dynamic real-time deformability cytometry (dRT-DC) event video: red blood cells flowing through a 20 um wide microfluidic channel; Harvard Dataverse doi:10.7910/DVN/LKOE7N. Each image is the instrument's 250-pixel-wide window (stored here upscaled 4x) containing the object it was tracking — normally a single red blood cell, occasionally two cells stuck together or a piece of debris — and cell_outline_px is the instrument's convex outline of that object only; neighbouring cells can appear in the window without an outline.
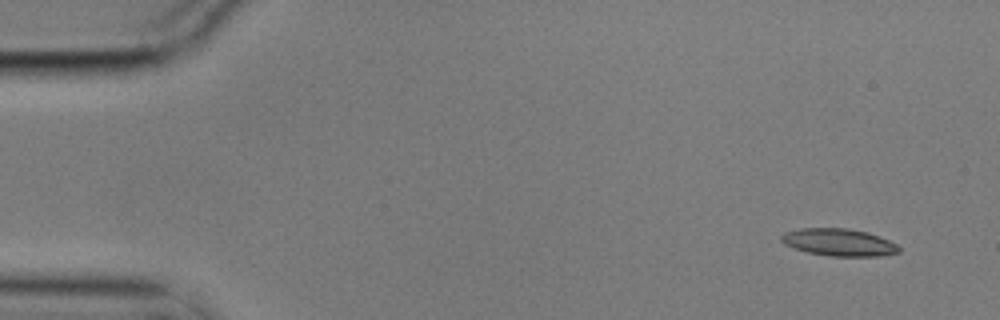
{"species": "common noctule bat (a hibernating species)", "species_latin": "Nyctalus noctula", "temperature_condition": "cold", "stored_images_in_passage": 4, "camera_frame_rate_fps": 3000, "um_per_image_px": 0.085, "animal": {"sex": "male", "body_mass_g": 17.9}, "frame": {"image": 1, "passage_image": 1, "time_ms": 0.0, "image_size_px": [1000, 320], "cell_outline_px": [[900, 252], [880, 256], [828, 256], [808, 252], [784, 244], [780, 240], [780, 236], [784, 232], [800, 228], [848, 228], [868, 232], [880, 236], [896, 244], [900, 248]], "centroid_in_image_um": [71.3, 20.59], "position_along_channel_um": 13.7, "area_um2": 18.79}}
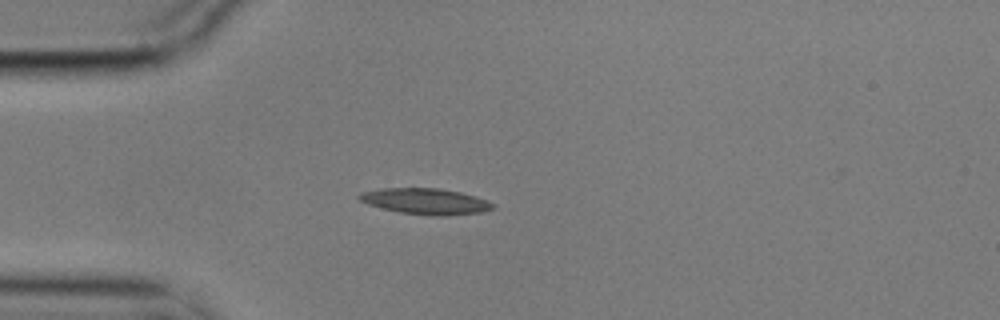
{"frame": {"image": 2, "passage_image": 4, "time_ms": 1.0, "image_size_px": [1000, 320], "cell_outline_px": [[496, 208], [484, 212], [444, 216], [432, 216], [400, 212], [368, 204], [360, 200], [356, 196], [360, 192], [380, 188], [440, 188], [460, 192], [476, 196], [488, 200], [496, 204]], "centroid_in_image_um": [36.23, 17.11], "position_along_channel_um": 48.8, "area_um2": 20.46}}